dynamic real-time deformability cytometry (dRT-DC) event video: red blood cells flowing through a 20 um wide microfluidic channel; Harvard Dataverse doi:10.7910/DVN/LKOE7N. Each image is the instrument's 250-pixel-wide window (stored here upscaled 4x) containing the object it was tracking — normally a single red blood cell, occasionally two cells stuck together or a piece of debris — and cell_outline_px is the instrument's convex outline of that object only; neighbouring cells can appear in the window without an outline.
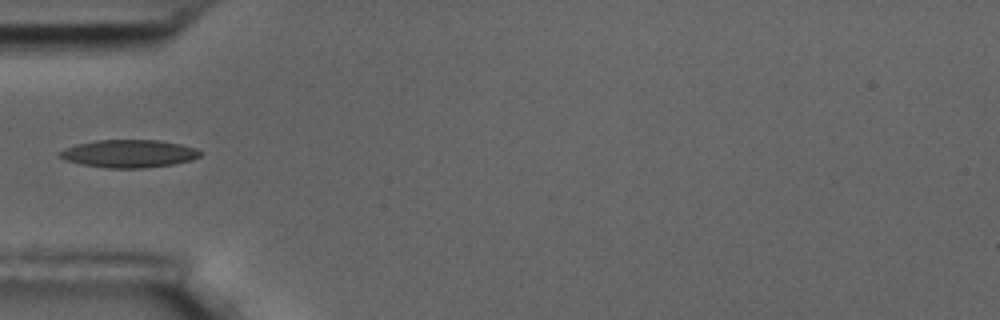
{"species": "common noctule bat (a hibernating species)", "species_latin": "Nyctalus noctula", "temperature_condition": "room temperature", "stored_images_in_passage": 6, "camera_frame_rate_fps": 3000, "um_per_image_px": 0.085, "animal": {"sex": "male", "body_mass_g": 17.5, "forearm_length_mm": 52.3}, "frame": {"image": 1, "passage_image": 1, "time_ms": 0.0, "image_size_px": [1000, 320], "cell_outline_px": [[200, 156], [192, 160], [172, 164], [144, 168], [108, 168], [80, 164], [64, 160], [56, 156], [56, 152], [64, 148], [76, 144], [96, 140], [160, 140], [180, 144], [196, 148], [200, 152]], "centroid_in_image_um": [10.88, 13.06], "position_along_channel_um": 74.1, "area_um2": 22.95}}
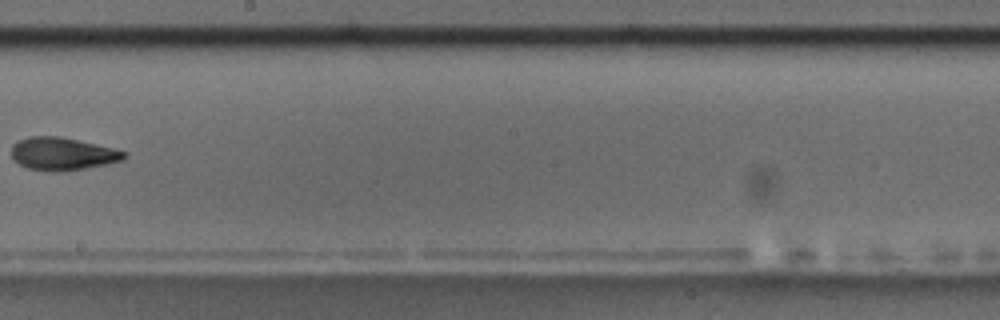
{"frame": {"image": 2, "passage_image": 5, "time_ms": 4.667, "image_size_px": [1000, 320], "cell_outline_px": [[128, 156], [124, 160], [88, 168], [64, 172], [48, 172], [28, 168], [12, 160], [12, 144], [16, 140], [28, 136], [60, 136], [112, 148], [128, 152]], "centroid_in_image_um": [5.3, 13.08], "position_along_channel_um": 242.9, "area_um2": 21.91}}
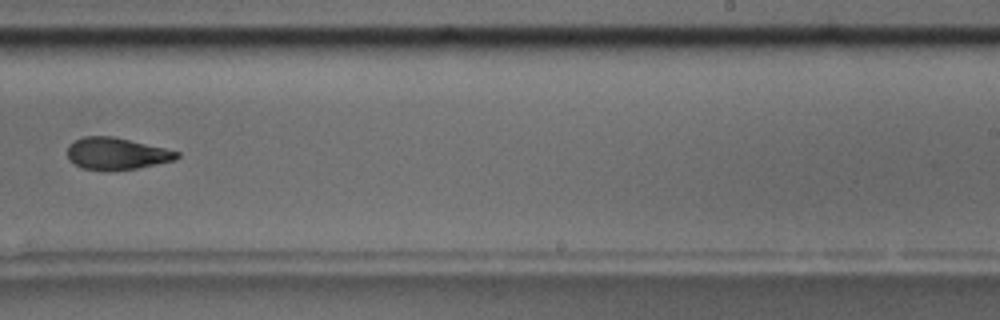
{"frame": {"image": 3, "passage_image": 6, "time_ms": 5.667, "image_size_px": [1000, 320], "cell_outline_px": [[180, 156], [176, 160], [136, 168], [80, 168], [68, 160], [68, 144], [72, 140], [84, 136], [112, 136], [164, 148], [180, 152]], "centroid_in_image_um": [9.88, 13.02], "position_along_channel_um": 279.1, "area_um2": 19.88}}